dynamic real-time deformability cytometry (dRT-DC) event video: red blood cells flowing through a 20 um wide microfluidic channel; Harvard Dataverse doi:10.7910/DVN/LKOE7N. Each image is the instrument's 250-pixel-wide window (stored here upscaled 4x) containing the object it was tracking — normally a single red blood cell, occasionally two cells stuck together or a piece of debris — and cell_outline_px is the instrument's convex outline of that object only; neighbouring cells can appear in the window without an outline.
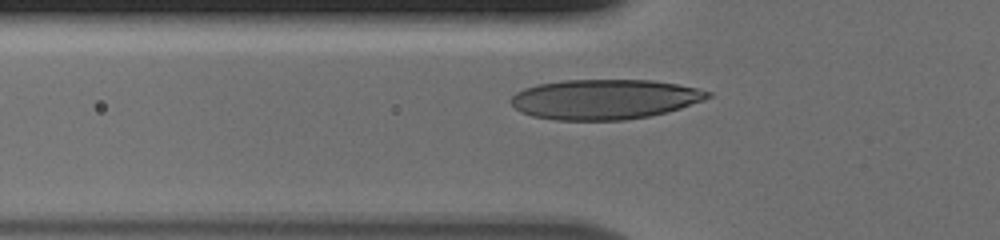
{"species": "human", "species_latin": "Homo sapiens", "temperature_condition": "cold", "stored_images_in_passage": 11, "camera_frame_rate_fps": 3000, "um_per_image_px": 0.085, "donor": {"sex": "male"}, "frame": {"image": 1, "passage_image": 11, "time_ms": 3.333, "image_size_px": [1000, 240], "cell_outline_px": [[712, 96], [704, 100], [680, 108], [648, 116], [624, 120], [556, 120], [532, 116], [520, 112], [508, 100], [516, 92], [524, 88], [536, 84], [576, 76], [652, 80], [676, 84], [696, 88], [712, 92]], "centroid_in_image_um": [51.32, 8.38], "position_along_channel_um": 74.5, "area_um2": 47.34}}